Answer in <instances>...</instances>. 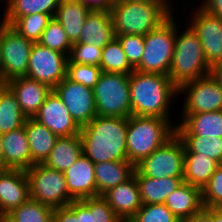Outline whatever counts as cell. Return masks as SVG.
Returning <instances> with one entry per match:
<instances>
[{
    "instance_id": "obj_1",
    "label": "cell",
    "mask_w": 222,
    "mask_h": 222,
    "mask_svg": "<svg viewBox=\"0 0 222 222\" xmlns=\"http://www.w3.org/2000/svg\"><path fill=\"white\" fill-rule=\"evenodd\" d=\"M127 128L126 117L96 116L80 129L83 154L94 164L128 160Z\"/></svg>"
},
{
    "instance_id": "obj_2",
    "label": "cell",
    "mask_w": 222,
    "mask_h": 222,
    "mask_svg": "<svg viewBox=\"0 0 222 222\" xmlns=\"http://www.w3.org/2000/svg\"><path fill=\"white\" fill-rule=\"evenodd\" d=\"M129 86L132 115L170 118V103L178 95V87L168 75L134 70Z\"/></svg>"
},
{
    "instance_id": "obj_3",
    "label": "cell",
    "mask_w": 222,
    "mask_h": 222,
    "mask_svg": "<svg viewBox=\"0 0 222 222\" xmlns=\"http://www.w3.org/2000/svg\"><path fill=\"white\" fill-rule=\"evenodd\" d=\"M170 4L113 0L111 16L115 36L142 35L160 27L173 14Z\"/></svg>"
},
{
    "instance_id": "obj_4",
    "label": "cell",
    "mask_w": 222,
    "mask_h": 222,
    "mask_svg": "<svg viewBox=\"0 0 222 222\" xmlns=\"http://www.w3.org/2000/svg\"><path fill=\"white\" fill-rule=\"evenodd\" d=\"M170 120V121H169ZM171 119L131 115L126 134L127 158L136 166L176 133Z\"/></svg>"
},
{
    "instance_id": "obj_5",
    "label": "cell",
    "mask_w": 222,
    "mask_h": 222,
    "mask_svg": "<svg viewBox=\"0 0 222 222\" xmlns=\"http://www.w3.org/2000/svg\"><path fill=\"white\" fill-rule=\"evenodd\" d=\"M177 27L168 76L179 87L185 82L210 75L211 67L207 64L199 37L192 27L187 25L183 33H178Z\"/></svg>"
},
{
    "instance_id": "obj_6",
    "label": "cell",
    "mask_w": 222,
    "mask_h": 222,
    "mask_svg": "<svg viewBox=\"0 0 222 222\" xmlns=\"http://www.w3.org/2000/svg\"><path fill=\"white\" fill-rule=\"evenodd\" d=\"M176 39V23L173 15L160 27L144 36V52L134 68L143 73L168 75Z\"/></svg>"
},
{
    "instance_id": "obj_7",
    "label": "cell",
    "mask_w": 222,
    "mask_h": 222,
    "mask_svg": "<svg viewBox=\"0 0 222 222\" xmlns=\"http://www.w3.org/2000/svg\"><path fill=\"white\" fill-rule=\"evenodd\" d=\"M129 79L127 74L102 72L93 87L97 116L128 118L132 115Z\"/></svg>"
},
{
    "instance_id": "obj_8",
    "label": "cell",
    "mask_w": 222,
    "mask_h": 222,
    "mask_svg": "<svg viewBox=\"0 0 222 222\" xmlns=\"http://www.w3.org/2000/svg\"><path fill=\"white\" fill-rule=\"evenodd\" d=\"M30 185V198L53 209L69 205L74 199L69 195L64 173L36 163L26 170Z\"/></svg>"
},
{
    "instance_id": "obj_9",
    "label": "cell",
    "mask_w": 222,
    "mask_h": 222,
    "mask_svg": "<svg viewBox=\"0 0 222 222\" xmlns=\"http://www.w3.org/2000/svg\"><path fill=\"white\" fill-rule=\"evenodd\" d=\"M135 168L146 177H183L184 144L175 133L163 145L138 163Z\"/></svg>"
},
{
    "instance_id": "obj_10",
    "label": "cell",
    "mask_w": 222,
    "mask_h": 222,
    "mask_svg": "<svg viewBox=\"0 0 222 222\" xmlns=\"http://www.w3.org/2000/svg\"><path fill=\"white\" fill-rule=\"evenodd\" d=\"M33 42L15 31L3 18V41L0 55V79L9 80L27 75Z\"/></svg>"
},
{
    "instance_id": "obj_11",
    "label": "cell",
    "mask_w": 222,
    "mask_h": 222,
    "mask_svg": "<svg viewBox=\"0 0 222 222\" xmlns=\"http://www.w3.org/2000/svg\"><path fill=\"white\" fill-rule=\"evenodd\" d=\"M178 94L186 95L182 114L222 110V88L211 75L181 84Z\"/></svg>"
},
{
    "instance_id": "obj_12",
    "label": "cell",
    "mask_w": 222,
    "mask_h": 222,
    "mask_svg": "<svg viewBox=\"0 0 222 222\" xmlns=\"http://www.w3.org/2000/svg\"><path fill=\"white\" fill-rule=\"evenodd\" d=\"M68 56L34 43L29 56L26 77L49 85L54 89L65 77Z\"/></svg>"
},
{
    "instance_id": "obj_13",
    "label": "cell",
    "mask_w": 222,
    "mask_h": 222,
    "mask_svg": "<svg viewBox=\"0 0 222 222\" xmlns=\"http://www.w3.org/2000/svg\"><path fill=\"white\" fill-rule=\"evenodd\" d=\"M81 128L97 116L93 88L65 77L54 89Z\"/></svg>"
},
{
    "instance_id": "obj_14",
    "label": "cell",
    "mask_w": 222,
    "mask_h": 222,
    "mask_svg": "<svg viewBox=\"0 0 222 222\" xmlns=\"http://www.w3.org/2000/svg\"><path fill=\"white\" fill-rule=\"evenodd\" d=\"M196 9L189 24L197 33L207 64L212 68L222 62V19L199 6Z\"/></svg>"
},
{
    "instance_id": "obj_15",
    "label": "cell",
    "mask_w": 222,
    "mask_h": 222,
    "mask_svg": "<svg viewBox=\"0 0 222 222\" xmlns=\"http://www.w3.org/2000/svg\"><path fill=\"white\" fill-rule=\"evenodd\" d=\"M33 118L58 137H68L80 133L81 128L73 120L66 105L54 90L47 96Z\"/></svg>"
},
{
    "instance_id": "obj_16",
    "label": "cell",
    "mask_w": 222,
    "mask_h": 222,
    "mask_svg": "<svg viewBox=\"0 0 222 222\" xmlns=\"http://www.w3.org/2000/svg\"><path fill=\"white\" fill-rule=\"evenodd\" d=\"M30 199V185L25 170L0 169V215H7Z\"/></svg>"
},
{
    "instance_id": "obj_17",
    "label": "cell",
    "mask_w": 222,
    "mask_h": 222,
    "mask_svg": "<svg viewBox=\"0 0 222 222\" xmlns=\"http://www.w3.org/2000/svg\"><path fill=\"white\" fill-rule=\"evenodd\" d=\"M5 84L15 94L26 118H33L38 113L53 90L49 85L26 76L11 79Z\"/></svg>"
},
{
    "instance_id": "obj_18",
    "label": "cell",
    "mask_w": 222,
    "mask_h": 222,
    "mask_svg": "<svg viewBox=\"0 0 222 222\" xmlns=\"http://www.w3.org/2000/svg\"><path fill=\"white\" fill-rule=\"evenodd\" d=\"M63 173L69 195L74 200L97 197L94 163L84 154Z\"/></svg>"
},
{
    "instance_id": "obj_19",
    "label": "cell",
    "mask_w": 222,
    "mask_h": 222,
    "mask_svg": "<svg viewBox=\"0 0 222 222\" xmlns=\"http://www.w3.org/2000/svg\"><path fill=\"white\" fill-rule=\"evenodd\" d=\"M102 197L123 221H129L142 206L139 186L134 175L126 182L106 191Z\"/></svg>"
},
{
    "instance_id": "obj_20",
    "label": "cell",
    "mask_w": 222,
    "mask_h": 222,
    "mask_svg": "<svg viewBox=\"0 0 222 222\" xmlns=\"http://www.w3.org/2000/svg\"><path fill=\"white\" fill-rule=\"evenodd\" d=\"M1 136L3 169L28 170L31 167V155L25 126Z\"/></svg>"
},
{
    "instance_id": "obj_21",
    "label": "cell",
    "mask_w": 222,
    "mask_h": 222,
    "mask_svg": "<svg viewBox=\"0 0 222 222\" xmlns=\"http://www.w3.org/2000/svg\"><path fill=\"white\" fill-rule=\"evenodd\" d=\"M176 125L178 136H216L222 138V110L197 114H183Z\"/></svg>"
},
{
    "instance_id": "obj_22",
    "label": "cell",
    "mask_w": 222,
    "mask_h": 222,
    "mask_svg": "<svg viewBox=\"0 0 222 222\" xmlns=\"http://www.w3.org/2000/svg\"><path fill=\"white\" fill-rule=\"evenodd\" d=\"M115 38L110 11H90L86 17L78 42L91 44L103 49Z\"/></svg>"
},
{
    "instance_id": "obj_23",
    "label": "cell",
    "mask_w": 222,
    "mask_h": 222,
    "mask_svg": "<svg viewBox=\"0 0 222 222\" xmlns=\"http://www.w3.org/2000/svg\"><path fill=\"white\" fill-rule=\"evenodd\" d=\"M164 204L180 221H183L204 207L202 189L183 182L167 196Z\"/></svg>"
},
{
    "instance_id": "obj_24",
    "label": "cell",
    "mask_w": 222,
    "mask_h": 222,
    "mask_svg": "<svg viewBox=\"0 0 222 222\" xmlns=\"http://www.w3.org/2000/svg\"><path fill=\"white\" fill-rule=\"evenodd\" d=\"M135 166L128 160L99 162L94 164L97 196H102L109 189L130 179Z\"/></svg>"
},
{
    "instance_id": "obj_25",
    "label": "cell",
    "mask_w": 222,
    "mask_h": 222,
    "mask_svg": "<svg viewBox=\"0 0 222 222\" xmlns=\"http://www.w3.org/2000/svg\"><path fill=\"white\" fill-rule=\"evenodd\" d=\"M136 177L142 204H162L167 196L175 191L184 181L183 177L150 178L143 176L136 168Z\"/></svg>"
},
{
    "instance_id": "obj_26",
    "label": "cell",
    "mask_w": 222,
    "mask_h": 222,
    "mask_svg": "<svg viewBox=\"0 0 222 222\" xmlns=\"http://www.w3.org/2000/svg\"><path fill=\"white\" fill-rule=\"evenodd\" d=\"M24 126L30 148L31 166L43 163L53 149L58 136L34 118H27Z\"/></svg>"
},
{
    "instance_id": "obj_27",
    "label": "cell",
    "mask_w": 222,
    "mask_h": 222,
    "mask_svg": "<svg viewBox=\"0 0 222 222\" xmlns=\"http://www.w3.org/2000/svg\"><path fill=\"white\" fill-rule=\"evenodd\" d=\"M87 6L76 0H60L53 18L63 27L71 43L78 42L86 17L90 13Z\"/></svg>"
},
{
    "instance_id": "obj_28",
    "label": "cell",
    "mask_w": 222,
    "mask_h": 222,
    "mask_svg": "<svg viewBox=\"0 0 222 222\" xmlns=\"http://www.w3.org/2000/svg\"><path fill=\"white\" fill-rule=\"evenodd\" d=\"M83 154V145L79 134L58 137L49 156L43 162L45 166L64 172Z\"/></svg>"
},
{
    "instance_id": "obj_29",
    "label": "cell",
    "mask_w": 222,
    "mask_h": 222,
    "mask_svg": "<svg viewBox=\"0 0 222 222\" xmlns=\"http://www.w3.org/2000/svg\"><path fill=\"white\" fill-rule=\"evenodd\" d=\"M219 164L208 156L192 153L184 146L183 181L203 188Z\"/></svg>"
},
{
    "instance_id": "obj_30",
    "label": "cell",
    "mask_w": 222,
    "mask_h": 222,
    "mask_svg": "<svg viewBox=\"0 0 222 222\" xmlns=\"http://www.w3.org/2000/svg\"><path fill=\"white\" fill-rule=\"evenodd\" d=\"M78 222H122L102 196L75 200Z\"/></svg>"
},
{
    "instance_id": "obj_31",
    "label": "cell",
    "mask_w": 222,
    "mask_h": 222,
    "mask_svg": "<svg viewBox=\"0 0 222 222\" xmlns=\"http://www.w3.org/2000/svg\"><path fill=\"white\" fill-rule=\"evenodd\" d=\"M15 94L6 85L0 86V134L21 128L26 121Z\"/></svg>"
},
{
    "instance_id": "obj_32",
    "label": "cell",
    "mask_w": 222,
    "mask_h": 222,
    "mask_svg": "<svg viewBox=\"0 0 222 222\" xmlns=\"http://www.w3.org/2000/svg\"><path fill=\"white\" fill-rule=\"evenodd\" d=\"M60 0H7L5 21L11 26L19 17L44 13L54 17Z\"/></svg>"
},
{
    "instance_id": "obj_33",
    "label": "cell",
    "mask_w": 222,
    "mask_h": 222,
    "mask_svg": "<svg viewBox=\"0 0 222 222\" xmlns=\"http://www.w3.org/2000/svg\"><path fill=\"white\" fill-rule=\"evenodd\" d=\"M102 72L130 75L135 69L129 64L119 40L115 37L103 49L100 62Z\"/></svg>"
},
{
    "instance_id": "obj_34",
    "label": "cell",
    "mask_w": 222,
    "mask_h": 222,
    "mask_svg": "<svg viewBox=\"0 0 222 222\" xmlns=\"http://www.w3.org/2000/svg\"><path fill=\"white\" fill-rule=\"evenodd\" d=\"M54 209L29 199L6 216L13 222H53Z\"/></svg>"
},
{
    "instance_id": "obj_35",
    "label": "cell",
    "mask_w": 222,
    "mask_h": 222,
    "mask_svg": "<svg viewBox=\"0 0 222 222\" xmlns=\"http://www.w3.org/2000/svg\"><path fill=\"white\" fill-rule=\"evenodd\" d=\"M192 153L208 156L222 165V138L216 136H179Z\"/></svg>"
},
{
    "instance_id": "obj_36",
    "label": "cell",
    "mask_w": 222,
    "mask_h": 222,
    "mask_svg": "<svg viewBox=\"0 0 222 222\" xmlns=\"http://www.w3.org/2000/svg\"><path fill=\"white\" fill-rule=\"evenodd\" d=\"M51 19L50 15L44 13L26 15L19 17L11 27L27 40L37 43Z\"/></svg>"
},
{
    "instance_id": "obj_37",
    "label": "cell",
    "mask_w": 222,
    "mask_h": 222,
    "mask_svg": "<svg viewBox=\"0 0 222 222\" xmlns=\"http://www.w3.org/2000/svg\"><path fill=\"white\" fill-rule=\"evenodd\" d=\"M38 43L51 50L66 54L68 57L72 49V43L68 39L62 25L55 18L48 22Z\"/></svg>"
},
{
    "instance_id": "obj_38",
    "label": "cell",
    "mask_w": 222,
    "mask_h": 222,
    "mask_svg": "<svg viewBox=\"0 0 222 222\" xmlns=\"http://www.w3.org/2000/svg\"><path fill=\"white\" fill-rule=\"evenodd\" d=\"M127 222H181L162 204H142L136 214Z\"/></svg>"
},
{
    "instance_id": "obj_39",
    "label": "cell",
    "mask_w": 222,
    "mask_h": 222,
    "mask_svg": "<svg viewBox=\"0 0 222 222\" xmlns=\"http://www.w3.org/2000/svg\"><path fill=\"white\" fill-rule=\"evenodd\" d=\"M102 70L99 66L67 61L66 77L76 83L93 88L99 81Z\"/></svg>"
},
{
    "instance_id": "obj_40",
    "label": "cell",
    "mask_w": 222,
    "mask_h": 222,
    "mask_svg": "<svg viewBox=\"0 0 222 222\" xmlns=\"http://www.w3.org/2000/svg\"><path fill=\"white\" fill-rule=\"evenodd\" d=\"M102 58V49L87 43H72V49L68 60L71 63L99 66Z\"/></svg>"
},
{
    "instance_id": "obj_41",
    "label": "cell",
    "mask_w": 222,
    "mask_h": 222,
    "mask_svg": "<svg viewBox=\"0 0 222 222\" xmlns=\"http://www.w3.org/2000/svg\"><path fill=\"white\" fill-rule=\"evenodd\" d=\"M202 202L204 207H222V165H219L209 182L202 188Z\"/></svg>"
},
{
    "instance_id": "obj_42",
    "label": "cell",
    "mask_w": 222,
    "mask_h": 222,
    "mask_svg": "<svg viewBox=\"0 0 222 222\" xmlns=\"http://www.w3.org/2000/svg\"><path fill=\"white\" fill-rule=\"evenodd\" d=\"M127 57L129 64L135 68L141 61L145 46L142 35H121L115 36Z\"/></svg>"
},
{
    "instance_id": "obj_43",
    "label": "cell",
    "mask_w": 222,
    "mask_h": 222,
    "mask_svg": "<svg viewBox=\"0 0 222 222\" xmlns=\"http://www.w3.org/2000/svg\"><path fill=\"white\" fill-rule=\"evenodd\" d=\"M53 222H78V218L75 215V200L67 206L55 208Z\"/></svg>"
},
{
    "instance_id": "obj_44",
    "label": "cell",
    "mask_w": 222,
    "mask_h": 222,
    "mask_svg": "<svg viewBox=\"0 0 222 222\" xmlns=\"http://www.w3.org/2000/svg\"><path fill=\"white\" fill-rule=\"evenodd\" d=\"M91 11H110L113 0H76Z\"/></svg>"
},
{
    "instance_id": "obj_45",
    "label": "cell",
    "mask_w": 222,
    "mask_h": 222,
    "mask_svg": "<svg viewBox=\"0 0 222 222\" xmlns=\"http://www.w3.org/2000/svg\"><path fill=\"white\" fill-rule=\"evenodd\" d=\"M200 5L207 13L222 19V0H203Z\"/></svg>"
},
{
    "instance_id": "obj_46",
    "label": "cell",
    "mask_w": 222,
    "mask_h": 222,
    "mask_svg": "<svg viewBox=\"0 0 222 222\" xmlns=\"http://www.w3.org/2000/svg\"><path fill=\"white\" fill-rule=\"evenodd\" d=\"M181 222H210V208L203 207L200 211Z\"/></svg>"
},
{
    "instance_id": "obj_47",
    "label": "cell",
    "mask_w": 222,
    "mask_h": 222,
    "mask_svg": "<svg viewBox=\"0 0 222 222\" xmlns=\"http://www.w3.org/2000/svg\"><path fill=\"white\" fill-rule=\"evenodd\" d=\"M210 75L219 83L222 88V62L211 68Z\"/></svg>"
},
{
    "instance_id": "obj_48",
    "label": "cell",
    "mask_w": 222,
    "mask_h": 222,
    "mask_svg": "<svg viewBox=\"0 0 222 222\" xmlns=\"http://www.w3.org/2000/svg\"><path fill=\"white\" fill-rule=\"evenodd\" d=\"M210 222H222L221 208H210Z\"/></svg>"
},
{
    "instance_id": "obj_49",
    "label": "cell",
    "mask_w": 222,
    "mask_h": 222,
    "mask_svg": "<svg viewBox=\"0 0 222 222\" xmlns=\"http://www.w3.org/2000/svg\"><path fill=\"white\" fill-rule=\"evenodd\" d=\"M127 1H137V2H150L155 4H169V0H127Z\"/></svg>"
},
{
    "instance_id": "obj_50",
    "label": "cell",
    "mask_w": 222,
    "mask_h": 222,
    "mask_svg": "<svg viewBox=\"0 0 222 222\" xmlns=\"http://www.w3.org/2000/svg\"><path fill=\"white\" fill-rule=\"evenodd\" d=\"M0 168L3 169V148H2V136L0 134Z\"/></svg>"
},
{
    "instance_id": "obj_51",
    "label": "cell",
    "mask_w": 222,
    "mask_h": 222,
    "mask_svg": "<svg viewBox=\"0 0 222 222\" xmlns=\"http://www.w3.org/2000/svg\"><path fill=\"white\" fill-rule=\"evenodd\" d=\"M2 41H3V19L0 22V55H1Z\"/></svg>"
},
{
    "instance_id": "obj_52",
    "label": "cell",
    "mask_w": 222,
    "mask_h": 222,
    "mask_svg": "<svg viewBox=\"0 0 222 222\" xmlns=\"http://www.w3.org/2000/svg\"><path fill=\"white\" fill-rule=\"evenodd\" d=\"M0 222H13L6 215H0Z\"/></svg>"
}]
</instances>
